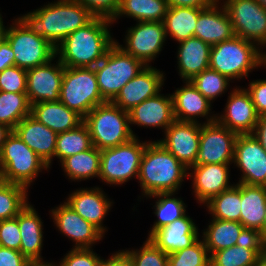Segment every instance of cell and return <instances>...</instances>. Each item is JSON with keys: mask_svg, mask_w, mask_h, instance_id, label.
I'll list each match as a JSON object with an SVG mask.
<instances>
[{"mask_svg": "<svg viewBox=\"0 0 266 266\" xmlns=\"http://www.w3.org/2000/svg\"><path fill=\"white\" fill-rule=\"evenodd\" d=\"M96 16L75 0H58L18 17L33 33L44 37L55 48L75 30Z\"/></svg>", "mask_w": 266, "mask_h": 266, "instance_id": "1", "label": "cell"}, {"mask_svg": "<svg viewBox=\"0 0 266 266\" xmlns=\"http://www.w3.org/2000/svg\"><path fill=\"white\" fill-rule=\"evenodd\" d=\"M111 24V19L95 17L68 35L56 47V56L65 67H95L116 41L109 31Z\"/></svg>", "mask_w": 266, "mask_h": 266, "instance_id": "2", "label": "cell"}, {"mask_svg": "<svg viewBox=\"0 0 266 266\" xmlns=\"http://www.w3.org/2000/svg\"><path fill=\"white\" fill-rule=\"evenodd\" d=\"M186 168L157 141H148L141 159L138 180L142 195L177 192L188 177Z\"/></svg>", "mask_w": 266, "mask_h": 266, "instance_id": "3", "label": "cell"}, {"mask_svg": "<svg viewBox=\"0 0 266 266\" xmlns=\"http://www.w3.org/2000/svg\"><path fill=\"white\" fill-rule=\"evenodd\" d=\"M255 43L233 36L210 49L209 68L233 80L248 78V73L262 66V51Z\"/></svg>", "mask_w": 266, "mask_h": 266, "instance_id": "4", "label": "cell"}, {"mask_svg": "<svg viewBox=\"0 0 266 266\" xmlns=\"http://www.w3.org/2000/svg\"><path fill=\"white\" fill-rule=\"evenodd\" d=\"M92 144L99 150L116 147L138 137L130 128L127 111L112 102L95 106L85 117Z\"/></svg>", "mask_w": 266, "mask_h": 266, "instance_id": "5", "label": "cell"}, {"mask_svg": "<svg viewBox=\"0 0 266 266\" xmlns=\"http://www.w3.org/2000/svg\"><path fill=\"white\" fill-rule=\"evenodd\" d=\"M144 67L140 60L126 53L115 41L105 57L94 67L102 98L112 102L128 81Z\"/></svg>", "mask_w": 266, "mask_h": 266, "instance_id": "6", "label": "cell"}, {"mask_svg": "<svg viewBox=\"0 0 266 266\" xmlns=\"http://www.w3.org/2000/svg\"><path fill=\"white\" fill-rule=\"evenodd\" d=\"M3 180L26 188L48 165L12 131L0 152Z\"/></svg>", "mask_w": 266, "mask_h": 266, "instance_id": "7", "label": "cell"}, {"mask_svg": "<svg viewBox=\"0 0 266 266\" xmlns=\"http://www.w3.org/2000/svg\"><path fill=\"white\" fill-rule=\"evenodd\" d=\"M59 101L83 118L95 106L106 103L100 94L94 67H64Z\"/></svg>", "mask_w": 266, "mask_h": 266, "instance_id": "8", "label": "cell"}, {"mask_svg": "<svg viewBox=\"0 0 266 266\" xmlns=\"http://www.w3.org/2000/svg\"><path fill=\"white\" fill-rule=\"evenodd\" d=\"M146 144L134 137L125 144L102 149L99 179L110 185H122L132 177L138 179Z\"/></svg>", "mask_w": 266, "mask_h": 266, "instance_id": "9", "label": "cell"}, {"mask_svg": "<svg viewBox=\"0 0 266 266\" xmlns=\"http://www.w3.org/2000/svg\"><path fill=\"white\" fill-rule=\"evenodd\" d=\"M7 30L6 40L15 55V66L30 69L56 56V48L44 37L33 33L18 17Z\"/></svg>", "mask_w": 266, "mask_h": 266, "instance_id": "10", "label": "cell"}, {"mask_svg": "<svg viewBox=\"0 0 266 266\" xmlns=\"http://www.w3.org/2000/svg\"><path fill=\"white\" fill-rule=\"evenodd\" d=\"M234 34L257 46H266V8L256 0H222Z\"/></svg>", "mask_w": 266, "mask_h": 266, "instance_id": "11", "label": "cell"}, {"mask_svg": "<svg viewBox=\"0 0 266 266\" xmlns=\"http://www.w3.org/2000/svg\"><path fill=\"white\" fill-rule=\"evenodd\" d=\"M238 134L217 121L202 123L200 144L194 165L232 164Z\"/></svg>", "mask_w": 266, "mask_h": 266, "instance_id": "12", "label": "cell"}, {"mask_svg": "<svg viewBox=\"0 0 266 266\" xmlns=\"http://www.w3.org/2000/svg\"><path fill=\"white\" fill-rule=\"evenodd\" d=\"M233 163L242 171L239 183L266 186V151L254 134H238Z\"/></svg>", "mask_w": 266, "mask_h": 266, "instance_id": "13", "label": "cell"}, {"mask_svg": "<svg viewBox=\"0 0 266 266\" xmlns=\"http://www.w3.org/2000/svg\"><path fill=\"white\" fill-rule=\"evenodd\" d=\"M126 33V45L119 46L145 66H150V62L162 51L167 38L163 21L137 22L134 27L128 28Z\"/></svg>", "mask_w": 266, "mask_h": 266, "instance_id": "14", "label": "cell"}, {"mask_svg": "<svg viewBox=\"0 0 266 266\" xmlns=\"http://www.w3.org/2000/svg\"><path fill=\"white\" fill-rule=\"evenodd\" d=\"M201 123L175 120L166 130L165 138L157 140L186 168L194 165L200 144Z\"/></svg>", "mask_w": 266, "mask_h": 266, "instance_id": "15", "label": "cell"}, {"mask_svg": "<svg viewBox=\"0 0 266 266\" xmlns=\"http://www.w3.org/2000/svg\"><path fill=\"white\" fill-rule=\"evenodd\" d=\"M49 62L27 69V91L30 104L39 102L59 101V94L64 75V65L57 60V64Z\"/></svg>", "mask_w": 266, "mask_h": 266, "instance_id": "16", "label": "cell"}, {"mask_svg": "<svg viewBox=\"0 0 266 266\" xmlns=\"http://www.w3.org/2000/svg\"><path fill=\"white\" fill-rule=\"evenodd\" d=\"M222 115L216 121L237 134H253L260 116L245 88L231 91Z\"/></svg>", "mask_w": 266, "mask_h": 266, "instance_id": "17", "label": "cell"}, {"mask_svg": "<svg viewBox=\"0 0 266 266\" xmlns=\"http://www.w3.org/2000/svg\"><path fill=\"white\" fill-rule=\"evenodd\" d=\"M51 211V217L58 230L74 241V248H92L103 239L104 234L78 215L66 201Z\"/></svg>", "mask_w": 266, "mask_h": 266, "instance_id": "18", "label": "cell"}, {"mask_svg": "<svg viewBox=\"0 0 266 266\" xmlns=\"http://www.w3.org/2000/svg\"><path fill=\"white\" fill-rule=\"evenodd\" d=\"M164 73L150 66H145L121 89L112 103L125 111L144 100L156 96L164 84Z\"/></svg>", "mask_w": 266, "mask_h": 266, "instance_id": "19", "label": "cell"}, {"mask_svg": "<svg viewBox=\"0 0 266 266\" xmlns=\"http://www.w3.org/2000/svg\"><path fill=\"white\" fill-rule=\"evenodd\" d=\"M230 164L193 165L188 170L192 179L193 192L199 203H207L212 197L219 195L234 186L229 184Z\"/></svg>", "mask_w": 266, "mask_h": 266, "instance_id": "20", "label": "cell"}, {"mask_svg": "<svg viewBox=\"0 0 266 266\" xmlns=\"http://www.w3.org/2000/svg\"><path fill=\"white\" fill-rule=\"evenodd\" d=\"M103 192L99 187L81 188L72 192L66 199V203L83 219L105 234L106 227L103 226V220L113 202Z\"/></svg>", "mask_w": 266, "mask_h": 266, "instance_id": "21", "label": "cell"}, {"mask_svg": "<svg viewBox=\"0 0 266 266\" xmlns=\"http://www.w3.org/2000/svg\"><path fill=\"white\" fill-rule=\"evenodd\" d=\"M219 3V1H215L212 5L204 8L199 13L195 26L194 37L201 39L210 46L235 36L230 16L224 5L222 3L219 5Z\"/></svg>", "mask_w": 266, "mask_h": 266, "instance_id": "22", "label": "cell"}, {"mask_svg": "<svg viewBox=\"0 0 266 266\" xmlns=\"http://www.w3.org/2000/svg\"><path fill=\"white\" fill-rule=\"evenodd\" d=\"M128 114L130 125L159 127L165 131L175 121L172 96L158 93L133 107Z\"/></svg>", "mask_w": 266, "mask_h": 266, "instance_id": "23", "label": "cell"}, {"mask_svg": "<svg viewBox=\"0 0 266 266\" xmlns=\"http://www.w3.org/2000/svg\"><path fill=\"white\" fill-rule=\"evenodd\" d=\"M198 227L188 215L155 230L148 239L166 254L190 247L199 238Z\"/></svg>", "mask_w": 266, "mask_h": 266, "instance_id": "24", "label": "cell"}, {"mask_svg": "<svg viewBox=\"0 0 266 266\" xmlns=\"http://www.w3.org/2000/svg\"><path fill=\"white\" fill-rule=\"evenodd\" d=\"M18 226L21 233L20 252L34 266H48L41 256L43 247V222L30 203L18 214Z\"/></svg>", "mask_w": 266, "mask_h": 266, "instance_id": "25", "label": "cell"}, {"mask_svg": "<svg viewBox=\"0 0 266 266\" xmlns=\"http://www.w3.org/2000/svg\"><path fill=\"white\" fill-rule=\"evenodd\" d=\"M13 131L50 168L55 154L57 133L31 115L22 119Z\"/></svg>", "mask_w": 266, "mask_h": 266, "instance_id": "26", "label": "cell"}, {"mask_svg": "<svg viewBox=\"0 0 266 266\" xmlns=\"http://www.w3.org/2000/svg\"><path fill=\"white\" fill-rule=\"evenodd\" d=\"M184 83L183 87L177 88L171 94L175 120L199 122L197 117H205L207 122L204 123L216 121L217 114L211 116L209 113L212 102L206 99L190 81H184Z\"/></svg>", "mask_w": 266, "mask_h": 266, "instance_id": "27", "label": "cell"}, {"mask_svg": "<svg viewBox=\"0 0 266 266\" xmlns=\"http://www.w3.org/2000/svg\"><path fill=\"white\" fill-rule=\"evenodd\" d=\"M31 116L57 134L75 129L84 122L81 115L60 101L32 104Z\"/></svg>", "mask_w": 266, "mask_h": 266, "instance_id": "28", "label": "cell"}, {"mask_svg": "<svg viewBox=\"0 0 266 266\" xmlns=\"http://www.w3.org/2000/svg\"><path fill=\"white\" fill-rule=\"evenodd\" d=\"M210 49L209 44L196 37L179 42L177 68L183 81H190L209 68Z\"/></svg>", "mask_w": 266, "mask_h": 266, "instance_id": "29", "label": "cell"}, {"mask_svg": "<svg viewBox=\"0 0 266 266\" xmlns=\"http://www.w3.org/2000/svg\"><path fill=\"white\" fill-rule=\"evenodd\" d=\"M241 188L240 223L244 228L262 231L266 215V186L237 183Z\"/></svg>", "mask_w": 266, "mask_h": 266, "instance_id": "30", "label": "cell"}, {"mask_svg": "<svg viewBox=\"0 0 266 266\" xmlns=\"http://www.w3.org/2000/svg\"><path fill=\"white\" fill-rule=\"evenodd\" d=\"M203 9L169 7L163 20L166 36H171L178 43L194 37L197 19Z\"/></svg>", "mask_w": 266, "mask_h": 266, "instance_id": "31", "label": "cell"}, {"mask_svg": "<svg viewBox=\"0 0 266 266\" xmlns=\"http://www.w3.org/2000/svg\"><path fill=\"white\" fill-rule=\"evenodd\" d=\"M166 0H120L117 13L111 19L112 24L126 15L137 22H161L168 10Z\"/></svg>", "mask_w": 266, "mask_h": 266, "instance_id": "32", "label": "cell"}, {"mask_svg": "<svg viewBox=\"0 0 266 266\" xmlns=\"http://www.w3.org/2000/svg\"><path fill=\"white\" fill-rule=\"evenodd\" d=\"M244 226L240 222L212 219L203 231V241L210 256L217 251L236 245Z\"/></svg>", "mask_w": 266, "mask_h": 266, "instance_id": "33", "label": "cell"}, {"mask_svg": "<svg viewBox=\"0 0 266 266\" xmlns=\"http://www.w3.org/2000/svg\"><path fill=\"white\" fill-rule=\"evenodd\" d=\"M101 150L93 146L89 150L66 157L60 163L64 173L72 181L88 180L100 175Z\"/></svg>", "mask_w": 266, "mask_h": 266, "instance_id": "34", "label": "cell"}, {"mask_svg": "<svg viewBox=\"0 0 266 266\" xmlns=\"http://www.w3.org/2000/svg\"><path fill=\"white\" fill-rule=\"evenodd\" d=\"M205 204L213 219L240 222L241 188L235 184L230 189L212 197Z\"/></svg>", "mask_w": 266, "mask_h": 266, "instance_id": "35", "label": "cell"}, {"mask_svg": "<svg viewBox=\"0 0 266 266\" xmlns=\"http://www.w3.org/2000/svg\"><path fill=\"white\" fill-rule=\"evenodd\" d=\"M93 147L87 125L83 122L77 128L58 133L54 157L60 162L68 156L78 154Z\"/></svg>", "mask_w": 266, "mask_h": 266, "instance_id": "36", "label": "cell"}, {"mask_svg": "<svg viewBox=\"0 0 266 266\" xmlns=\"http://www.w3.org/2000/svg\"><path fill=\"white\" fill-rule=\"evenodd\" d=\"M29 115H31V104L26 93L0 91V123L14 129Z\"/></svg>", "mask_w": 266, "mask_h": 266, "instance_id": "37", "label": "cell"}, {"mask_svg": "<svg viewBox=\"0 0 266 266\" xmlns=\"http://www.w3.org/2000/svg\"><path fill=\"white\" fill-rule=\"evenodd\" d=\"M175 193H156L150 196H146L149 198H158L156 200L154 214L157 216L156 222L152 226L149 236L157 229L173 223L176 219L183 217L186 214V204L181 198L173 197Z\"/></svg>", "mask_w": 266, "mask_h": 266, "instance_id": "38", "label": "cell"}, {"mask_svg": "<svg viewBox=\"0 0 266 266\" xmlns=\"http://www.w3.org/2000/svg\"><path fill=\"white\" fill-rule=\"evenodd\" d=\"M27 195L28 188L4 181L0 185V221L15 218L28 205Z\"/></svg>", "mask_w": 266, "mask_h": 266, "instance_id": "39", "label": "cell"}, {"mask_svg": "<svg viewBox=\"0 0 266 266\" xmlns=\"http://www.w3.org/2000/svg\"><path fill=\"white\" fill-rule=\"evenodd\" d=\"M230 79L210 68L194 76L190 82L210 102L225 93L230 85Z\"/></svg>", "mask_w": 266, "mask_h": 266, "instance_id": "40", "label": "cell"}, {"mask_svg": "<svg viewBox=\"0 0 266 266\" xmlns=\"http://www.w3.org/2000/svg\"><path fill=\"white\" fill-rule=\"evenodd\" d=\"M262 257L253 249L234 245L211 255L213 266H255Z\"/></svg>", "mask_w": 266, "mask_h": 266, "instance_id": "41", "label": "cell"}, {"mask_svg": "<svg viewBox=\"0 0 266 266\" xmlns=\"http://www.w3.org/2000/svg\"><path fill=\"white\" fill-rule=\"evenodd\" d=\"M211 256L202 239L190 247L168 254V266H209Z\"/></svg>", "mask_w": 266, "mask_h": 266, "instance_id": "42", "label": "cell"}, {"mask_svg": "<svg viewBox=\"0 0 266 266\" xmlns=\"http://www.w3.org/2000/svg\"><path fill=\"white\" fill-rule=\"evenodd\" d=\"M130 257L133 266H168V254L159 249L146 238L142 247L136 250H124Z\"/></svg>", "mask_w": 266, "mask_h": 266, "instance_id": "43", "label": "cell"}, {"mask_svg": "<svg viewBox=\"0 0 266 266\" xmlns=\"http://www.w3.org/2000/svg\"><path fill=\"white\" fill-rule=\"evenodd\" d=\"M0 91L26 93L27 70L12 66L0 72Z\"/></svg>", "mask_w": 266, "mask_h": 266, "instance_id": "44", "label": "cell"}, {"mask_svg": "<svg viewBox=\"0 0 266 266\" xmlns=\"http://www.w3.org/2000/svg\"><path fill=\"white\" fill-rule=\"evenodd\" d=\"M59 264L52 266H100L102 258L91 248H74L66 253Z\"/></svg>", "mask_w": 266, "mask_h": 266, "instance_id": "45", "label": "cell"}, {"mask_svg": "<svg viewBox=\"0 0 266 266\" xmlns=\"http://www.w3.org/2000/svg\"><path fill=\"white\" fill-rule=\"evenodd\" d=\"M20 244L18 215L15 218L0 221V246L20 251Z\"/></svg>", "mask_w": 266, "mask_h": 266, "instance_id": "46", "label": "cell"}, {"mask_svg": "<svg viewBox=\"0 0 266 266\" xmlns=\"http://www.w3.org/2000/svg\"><path fill=\"white\" fill-rule=\"evenodd\" d=\"M86 7L94 16L112 19L117 13L120 0H75Z\"/></svg>", "mask_w": 266, "mask_h": 266, "instance_id": "47", "label": "cell"}, {"mask_svg": "<svg viewBox=\"0 0 266 266\" xmlns=\"http://www.w3.org/2000/svg\"><path fill=\"white\" fill-rule=\"evenodd\" d=\"M236 245L246 249H253L261 257H264L265 239L262 232L256 229L243 228L237 239Z\"/></svg>", "mask_w": 266, "mask_h": 266, "instance_id": "48", "label": "cell"}, {"mask_svg": "<svg viewBox=\"0 0 266 266\" xmlns=\"http://www.w3.org/2000/svg\"><path fill=\"white\" fill-rule=\"evenodd\" d=\"M247 92L256 108L257 114L261 117L266 115V79L253 80L249 82Z\"/></svg>", "mask_w": 266, "mask_h": 266, "instance_id": "49", "label": "cell"}, {"mask_svg": "<svg viewBox=\"0 0 266 266\" xmlns=\"http://www.w3.org/2000/svg\"><path fill=\"white\" fill-rule=\"evenodd\" d=\"M0 266H34L18 250L0 246Z\"/></svg>", "mask_w": 266, "mask_h": 266, "instance_id": "50", "label": "cell"}, {"mask_svg": "<svg viewBox=\"0 0 266 266\" xmlns=\"http://www.w3.org/2000/svg\"><path fill=\"white\" fill-rule=\"evenodd\" d=\"M15 55L7 40L0 45V72L6 68L15 66Z\"/></svg>", "mask_w": 266, "mask_h": 266, "instance_id": "51", "label": "cell"}, {"mask_svg": "<svg viewBox=\"0 0 266 266\" xmlns=\"http://www.w3.org/2000/svg\"><path fill=\"white\" fill-rule=\"evenodd\" d=\"M100 266H133V263L124 250H119L113 253L110 258L102 259Z\"/></svg>", "mask_w": 266, "mask_h": 266, "instance_id": "52", "label": "cell"}, {"mask_svg": "<svg viewBox=\"0 0 266 266\" xmlns=\"http://www.w3.org/2000/svg\"><path fill=\"white\" fill-rule=\"evenodd\" d=\"M168 7H196L207 8L212 5L215 0H166Z\"/></svg>", "mask_w": 266, "mask_h": 266, "instance_id": "53", "label": "cell"}, {"mask_svg": "<svg viewBox=\"0 0 266 266\" xmlns=\"http://www.w3.org/2000/svg\"><path fill=\"white\" fill-rule=\"evenodd\" d=\"M266 151V115L261 116L253 133Z\"/></svg>", "mask_w": 266, "mask_h": 266, "instance_id": "54", "label": "cell"}, {"mask_svg": "<svg viewBox=\"0 0 266 266\" xmlns=\"http://www.w3.org/2000/svg\"><path fill=\"white\" fill-rule=\"evenodd\" d=\"M13 129L5 124L0 123V152L3 144L7 140L8 136L12 133Z\"/></svg>", "mask_w": 266, "mask_h": 266, "instance_id": "55", "label": "cell"}, {"mask_svg": "<svg viewBox=\"0 0 266 266\" xmlns=\"http://www.w3.org/2000/svg\"><path fill=\"white\" fill-rule=\"evenodd\" d=\"M2 15L0 14V45L6 40L8 27L3 25Z\"/></svg>", "mask_w": 266, "mask_h": 266, "instance_id": "56", "label": "cell"}, {"mask_svg": "<svg viewBox=\"0 0 266 266\" xmlns=\"http://www.w3.org/2000/svg\"><path fill=\"white\" fill-rule=\"evenodd\" d=\"M255 266H266V259L262 257Z\"/></svg>", "mask_w": 266, "mask_h": 266, "instance_id": "57", "label": "cell"}, {"mask_svg": "<svg viewBox=\"0 0 266 266\" xmlns=\"http://www.w3.org/2000/svg\"><path fill=\"white\" fill-rule=\"evenodd\" d=\"M261 232H262L264 239L266 240V215H265V219H264V228Z\"/></svg>", "mask_w": 266, "mask_h": 266, "instance_id": "58", "label": "cell"}, {"mask_svg": "<svg viewBox=\"0 0 266 266\" xmlns=\"http://www.w3.org/2000/svg\"><path fill=\"white\" fill-rule=\"evenodd\" d=\"M262 66L266 67V52H262Z\"/></svg>", "mask_w": 266, "mask_h": 266, "instance_id": "59", "label": "cell"}, {"mask_svg": "<svg viewBox=\"0 0 266 266\" xmlns=\"http://www.w3.org/2000/svg\"><path fill=\"white\" fill-rule=\"evenodd\" d=\"M261 6L266 8V0H256Z\"/></svg>", "mask_w": 266, "mask_h": 266, "instance_id": "60", "label": "cell"}, {"mask_svg": "<svg viewBox=\"0 0 266 266\" xmlns=\"http://www.w3.org/2000/svg\"><path fill=\"white\" fill-rule=\"evenodd\" d=\"M4 182L2 169L0 168V185Z\"/></svg>", "mask_w": 266, "mask_h": 266, "instance_id": "61", "label": "cell"}, {"mask_svg": "<svg viewBox=\"0 0 266 266\" xmlns=\"http://www.w3.org/2000/svg\"><path fill=\"white\" fill-rule=\"evenodd\" d=\"M266 259V240H265V247H264V257Z\"/></svg>", "mask_w": 266, "mask_h": 266, "instance_id": "62", "label": "cell"}]
</instances>
